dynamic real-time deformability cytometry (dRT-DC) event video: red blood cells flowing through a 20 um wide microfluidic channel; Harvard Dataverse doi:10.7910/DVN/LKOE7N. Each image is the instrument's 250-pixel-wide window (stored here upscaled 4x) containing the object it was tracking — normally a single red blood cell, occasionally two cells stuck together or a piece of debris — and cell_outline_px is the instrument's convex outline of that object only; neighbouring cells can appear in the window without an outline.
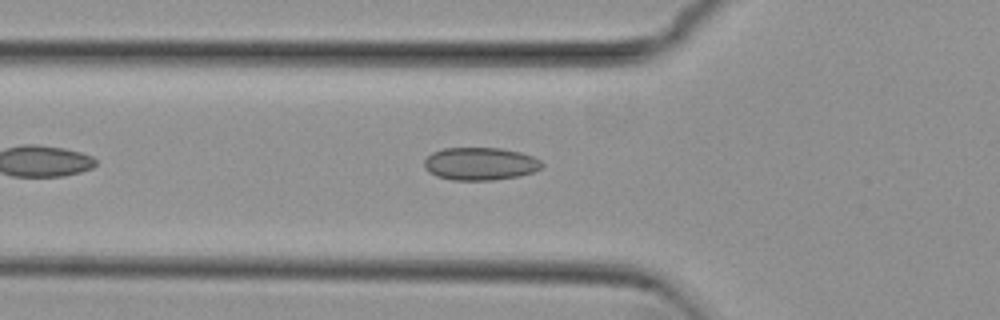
{"species": "common noctule bat (a hibernating species)", "species_latin": "Nyctalus noctula", "temperature_condition": "cold", "stored_images_in_passage": 38, "camera_frame_rate_fps": 3000, "um_per_image_px": 0.085, "animal": {"sex": "female", "body_mass_g": 29.2, "forearm_length_mm": 56.3}, "frame": {"image": 1, "passage_image": 5, "time_ms": 1.333, "image_size_px": [1000, 320], "cell_outline_px": [[544, 164], [540, 168], [532, 172], [520, 176], [492, 180], [452, 180], [436, 176], [428, 172], [424, 168], [424, 160], [432, 152], [444, 148], [500, 148], [520, 152], [532, 156], [540, 160]], "centroid_in_image_um": [40.79, 13.92], "position_along_channel_um": 85.0, "area_um2": 22.54}}
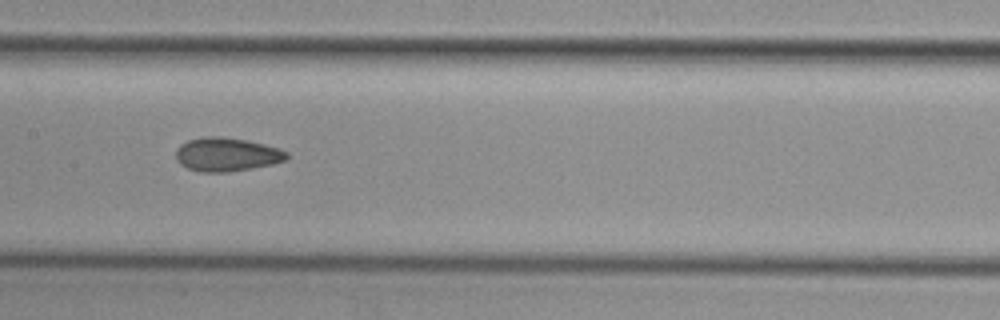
{"frame": {"image": 2, "passage_image": 13, "time_ms": 4.0, "image_size_px": [1000, 320], "cell_outline_px": [[288, 160], [272, 164], [228, 172], [200, 172], [188, 168], [180, 164], [176, 160], [176, 148], [180, 144], [188, 140], [204, 136], [220, 136], [248, 140], [280, 148], [288, 152]], "centroid_in_image_um": [19.27, 13.12], "position_along_channel_um": 188.1, "area_um2": 21.96}}
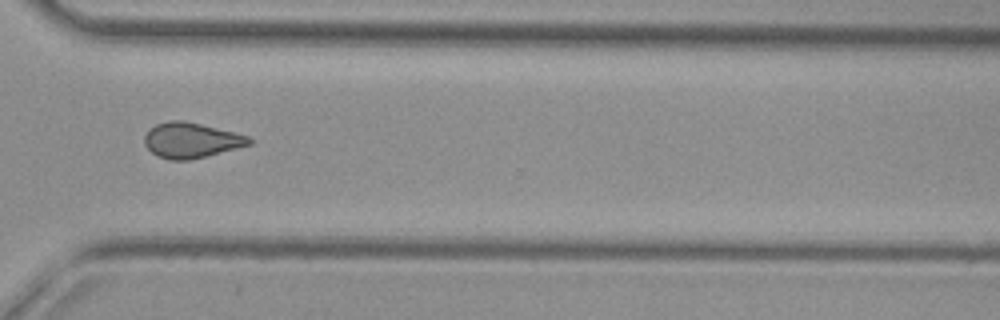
{"frame": {"image": 3, "passage_image": 26, "time_ms": 8.333, "image_size_px": [1000, 320], "cell_outline_px": [[256, 140], [252, 144], [188, 160], [168, 160], [156, 156], [144, 144], [144, 136], [156, 124], [168, 120], [184, 120], [248, 136]], "centroid_in_image_um": [16.24, 11.92], "position_along_channel_um": 354.4, "area_um2": 21.33}, "authors_computed_cell_mechanics": {"area_um2": 21.2126, "velocity_mm_per_s": 3.8401, "shape_relaxation_time_tau1_ms": null, "shape_relaxation_time_tau2_ms": 2.7302, "deformation_change_tau1": null, "deformation_change_tau2": 0.0878}}